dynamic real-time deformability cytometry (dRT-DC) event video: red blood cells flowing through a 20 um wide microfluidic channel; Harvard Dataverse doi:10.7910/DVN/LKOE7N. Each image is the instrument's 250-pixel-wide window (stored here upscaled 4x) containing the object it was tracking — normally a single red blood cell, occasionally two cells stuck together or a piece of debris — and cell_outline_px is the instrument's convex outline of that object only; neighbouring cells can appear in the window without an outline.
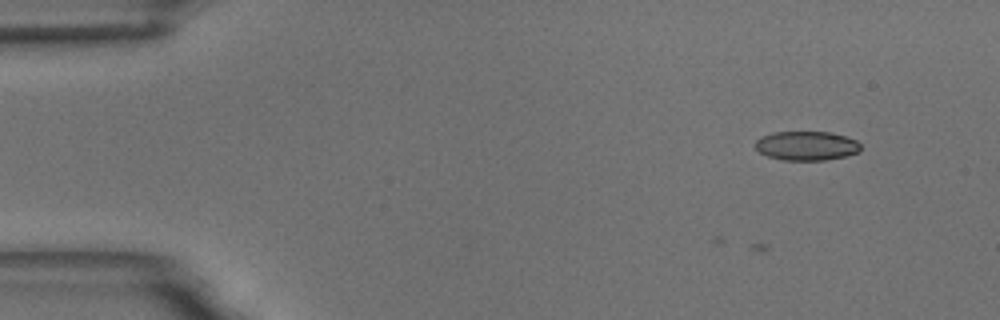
{"species": "common noctule bat (a hibernating species)", "species_latin": "Nyctalus noctula", "temperature_condition": "room temperature", "stored_images_in_passage": 8, "camera_frame_rate_fps": 3000, "um_per_image_px": 0.085, "animal": {"sex": "male", "body_mass_g": 18.8}, "frame": {"image": 1, "passage_image": 8, "time_ms": 2.333, "image_size_px": [1000, 320], "cell_outline_px": [[860, 152], [844, 156], [824, 160], [784, 160], [768, 156], [760, 152], [756, 148], [756, 140], [760, 136], [772, 132], [828, 132], [844, 136], [856, 140], [860, 144]], "centroid_in_image_um": [68.54, 12.38], "position_along_channel_um": 16.5, "area_um2": 17.8}}